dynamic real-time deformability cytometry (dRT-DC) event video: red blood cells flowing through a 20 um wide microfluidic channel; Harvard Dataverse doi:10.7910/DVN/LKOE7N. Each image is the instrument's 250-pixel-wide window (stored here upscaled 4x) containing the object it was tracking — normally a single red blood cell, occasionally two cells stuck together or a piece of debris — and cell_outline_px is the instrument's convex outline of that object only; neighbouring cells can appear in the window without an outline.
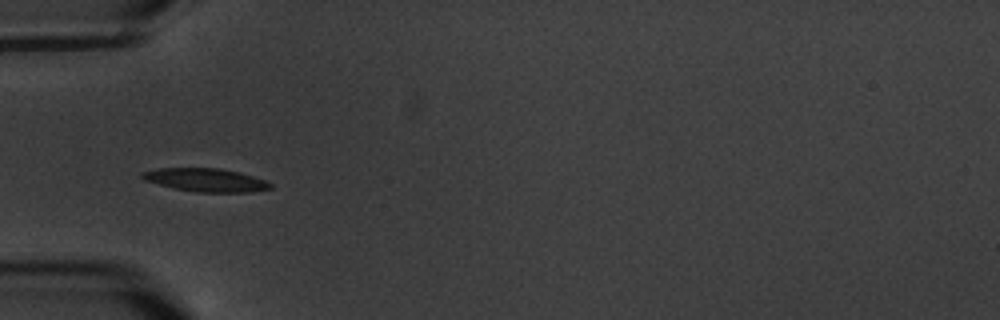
{"species": "common noctule bat (a hibernating species)", "species_latin": "Nyctalus noctula", "temperature_condition": "warm", "stored_images_in_passage": 9, "camera_frame_rate_fps": 3000, "um_per_image_px": 0.085, "animal": {"sex": "male", "body_mass_g": 20.1, "forearm_length_mm": 53.5}, "frame": {"image": 1, "passage_image": 3, "time_ms": 2.0, "image_size_px": [1000, 320], "cell_outline_px": [[272, 188], [252, 192], [196, 192], [176, 188], [144, 180], [140, 176], [140, 172], [156, 168], [220, 168], [240, 172], [264, 180], [272, 184]], "centroid_in_image_um": [17.48, 15.29], "position_along_channel_um": 67.5, "area_um2": 17.34}}
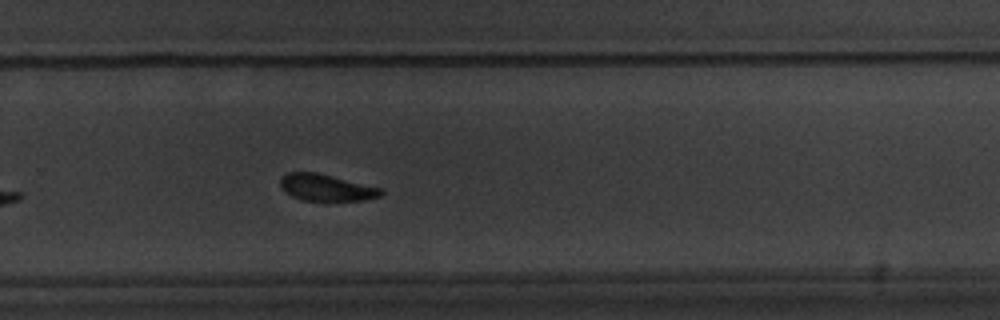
{"frame": {"image": 2, "passage_image": 9, "time_ms": 9.0, "image_size_px": [1000, 320], "cell_outline_px": [[384, 192], [380, 196], [364, 200], [328, 204], [324, 204], [304, 200], [292, 196], [280, 184], [280, 180], [288, 172], [316, 172], [384, 188]], "centroid_in_image_um": [27.82, 16.0], "position_along_channel_um": 302.0, "area_um2": 16.36}}